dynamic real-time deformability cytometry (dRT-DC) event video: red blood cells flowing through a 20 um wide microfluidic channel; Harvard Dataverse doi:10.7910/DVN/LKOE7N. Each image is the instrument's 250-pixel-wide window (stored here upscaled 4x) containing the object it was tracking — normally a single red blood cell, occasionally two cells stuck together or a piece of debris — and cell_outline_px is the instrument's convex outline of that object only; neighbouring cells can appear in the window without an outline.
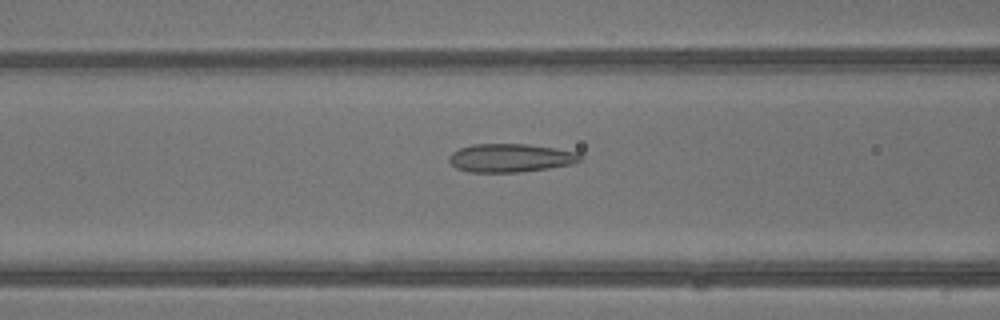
{"species": "common noctule bat (a hibernating species)", "species_latin": "Nyctalus noctula", "temperature_condition": "warm", "stored_images_in_passage": 38, "camera_frame_rate_fps": 3000, "um_per_image_px": 0.085, "animal": {"sex": "male", "body_mass_g": 13.3}, "frame": {"image": 1, "passage_image": 13, "time_ms": 4.0, "image_size_px": [1000, 320], "cell_outline_px": [[584, 160], [572, 164], [548, 168], [520, 172], [468, 172], [456, 168], [448, 160], [448, 156], [452, 152], [460, 148], [472, 144], [528, 144], [556, 148], [580, 152], [584, 156]], "centroid_in_image_um": [43.44, 13.42], "position_along_channel_um": 123.2, "area_um2": 22.02}}
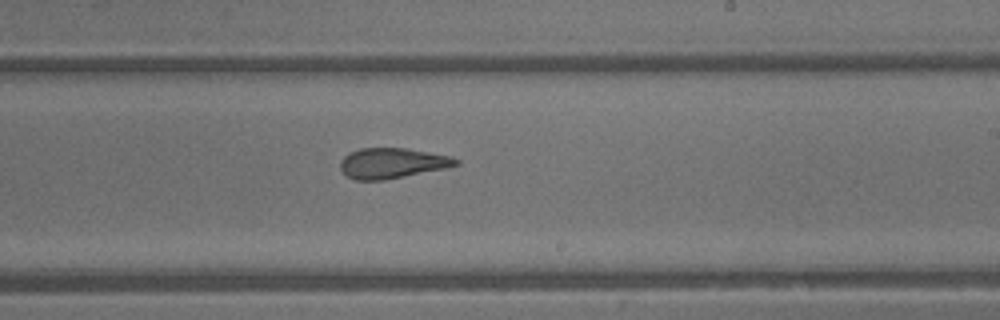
{"frame": {"image": 2, "passage_image": 21, "time_ms": 6.667, "image_size_px": [1000, 320], "cell_outline_px": [[460, 164], [448, 168], [384, 180], [356, 180], [348, 176], [340, 168], [340, 160], [348, 152], [360, 148], [408, 148], [452, 156], [460, 160]], "centroid_in_image_um": [33.37, 13.86], "position_along_channel_um": 255.6, "area_um2": 20.69}}
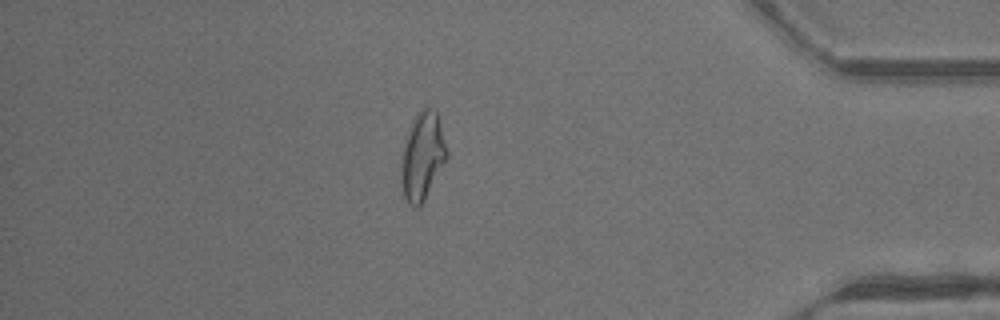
{"frame": {"image": 3, "passage_image": 32, "time_ms": 10.333, "image_size_px": [1000, 320], "cell_outline_px": [[448, 156], [424, 200], [416, 208], [408, 204], [404, 200], [400, 180], [400, 176], [404, 144], [408, 128], [416, 112], [424, 108], [432, 108], [436, 112], [440, 124], [448, 152]], "centroid_in_image_um": [35.88, 13.28], "position_along_channel_um": 399.3, "area_um2": 23.24}}